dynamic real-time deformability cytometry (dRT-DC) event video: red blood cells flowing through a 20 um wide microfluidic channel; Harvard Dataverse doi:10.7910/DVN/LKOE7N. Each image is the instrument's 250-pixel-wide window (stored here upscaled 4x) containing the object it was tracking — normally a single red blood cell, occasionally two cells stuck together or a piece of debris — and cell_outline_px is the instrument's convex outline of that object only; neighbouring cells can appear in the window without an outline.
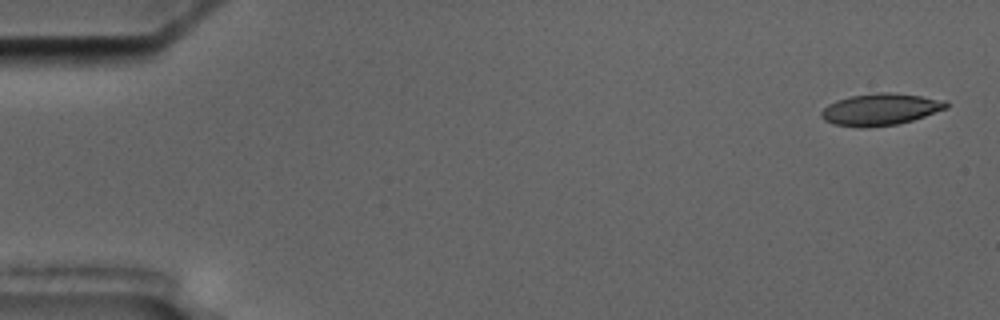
{"species": "common noctule bat (a hibernating species)", "species_latin": "Nyctalus noctula", "temperature_condition": "cold", "stored_images_in_passage": 4, "camera_frame_rate_fps": 3000, "um_per_image_px": 0.085, "animal": {"sex": "male", "body_mass_g": 17.5, "forearm_length_mm": 52.3}, "frame": {"image": 1, "passage_image": 1, "time_ms": 0.0, "image_size_px": [1000, 320], "cell_outline_px": [[948, 108], [912, 120], [896, 124], [864, 128], [860, 128], [832, 124], [824, 120], [820, 116], [820, 112], [828, 104], [836, 100], [852, 96], [876, 92], [892, 92], [948, 100]], "centroid_in_image_um": [74.82, 9.3], "position_along_channel_um": 10.2, "area_um2": 23.29}}
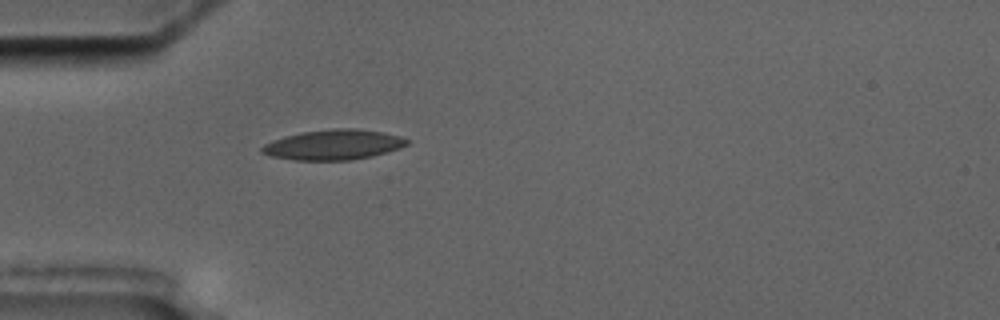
{"frame": {"image": 2, "passage_image": 4, "time_ms": 5.0, "image_size_px": [1000, 320], "cell_outline_px": [[408, 144], [400, 148], [388, 152], [372, 156], [352, 160], [292, 160], [268, 156], [260, 152], [260, 148], [264, 144], [272, 140], [284, 136], [300, 132], [332, 128], [356, 128], [384, 132], [400, 136], [408, 140]], "centroid_in_image_um": [28.31, 12.3], "position_along_channel_um": 56.7, "area_um2": 25.84}}